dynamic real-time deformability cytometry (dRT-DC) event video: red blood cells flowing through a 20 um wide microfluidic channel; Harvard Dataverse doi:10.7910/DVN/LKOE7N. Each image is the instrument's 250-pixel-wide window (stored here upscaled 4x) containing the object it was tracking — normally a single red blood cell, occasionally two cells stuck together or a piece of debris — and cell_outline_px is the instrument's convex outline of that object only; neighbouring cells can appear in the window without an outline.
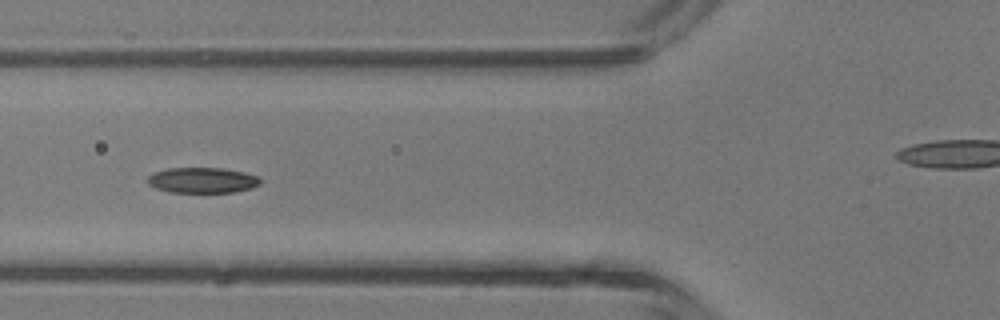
{"species": "common noctule bat (a hibernating species)", "species_latin": "Nyctalus noctula", "temperature_condition": "room temperature", "stored_images_in_passage": 6, "camera_frame_rate_fps": 3000, "um_per_image_px": 0.085, "animal": {"sex": "male", "body_mass_g": 13.3}, "frame": {"image": 1, "passage_image": 6, "time_ms": 5.667, "image_size_px": [1000, 320], "cell_outline_px": [[260, 184], [252, 188], [232, 192], [172, 192], [156, 188], [148, 184], [148, 176], [152, 172], [168, 168], [224, 168], [244, 172], [256, 176], [260, 180]], "centroid_in_image_um": [17.18, 15.31], "position_along_channel_um": 108.6, "area_um2": 16.7}}